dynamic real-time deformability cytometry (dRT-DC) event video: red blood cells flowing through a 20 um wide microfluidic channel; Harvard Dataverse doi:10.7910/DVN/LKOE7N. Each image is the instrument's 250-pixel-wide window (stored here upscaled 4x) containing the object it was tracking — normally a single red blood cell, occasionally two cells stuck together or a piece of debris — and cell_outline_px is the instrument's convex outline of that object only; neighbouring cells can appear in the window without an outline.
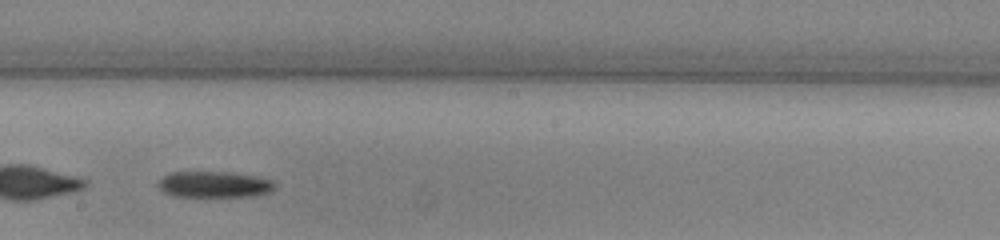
{"species": "common noctule bat (a hibernating species)", "species_latin": "Nyctalus noctula", "temperature_condition": "warm", "stored_images_in_passage": 33, "camera_frame_rate_fps": 3000, "um_per_image_px": 0.085, "animal": {"sex": "male", "body_mass_g": 13.0, "forearm_length_mm": 53.1}, "frame": {"image": 1, "passage_image": 15, "time_ms": 4.667, "image_size_px": [1000, 240], "cell_outline_px": [[276, 188], [268, 192], [252, 196], [172, 196], [164, 192], [156, 184], [164, 176], [172, 172], [232, 172], [256, 176], [272, 180], [276, 184]], "centroid_in_image_um": [18.22, 15.67], "position_along_channel_um": 230.0, "area_um2": 17.74}, "authors_computed_cell_mechanics": {"area_um2": 17.6868, "velocity_mm_per_s": 3.8564, "shape_relaxation_time_tau1_ms": 3.2456, "shape_relaxation_time_tau2_ms": null, "deformation_change_tau1": 0.1241, "deformation_change_tau2": null}}